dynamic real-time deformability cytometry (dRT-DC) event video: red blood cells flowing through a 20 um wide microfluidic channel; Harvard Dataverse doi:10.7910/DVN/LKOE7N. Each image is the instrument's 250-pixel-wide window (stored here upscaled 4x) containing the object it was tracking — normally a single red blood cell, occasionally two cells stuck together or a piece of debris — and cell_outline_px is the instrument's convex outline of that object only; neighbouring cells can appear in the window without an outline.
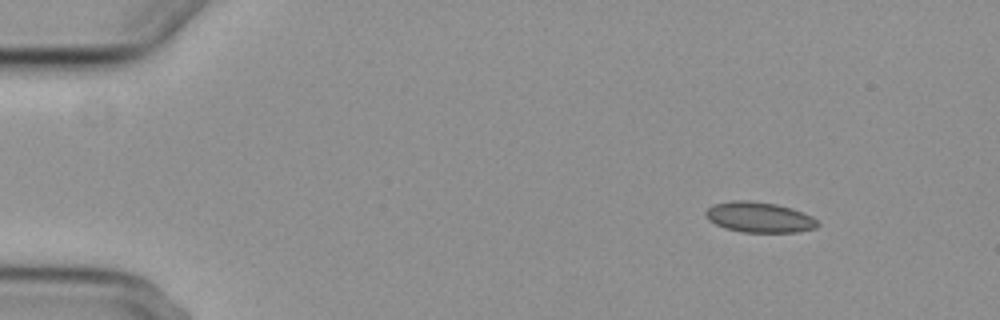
{"species": "common noctule bat (a hibernating species)", "species_latin": "Nyctalus noctula", "temperature_condition": "cold", "stored_images_in_passage": 2, "segment_of_instrument_passage": [2, 2], "camera_frame_rate_fps": 3000, "um_per_image_px": 0.085, "animal": {"sex": "female", "body_mass_g": 29.2, "forearm_length_mm": 56.3}, "frame": {"image": 1, "passage_image": 2, "time_ms": 4.0, "image_size_px": [1000, 320], "cell_outline_px": [[820, 224], [816, 228], [796, 232], [740, 232], [724, 228], [708, 220], [704, 216], [704, 212], [708, 208], [716, 204], [732, 200], [748, 200], [776, 204], [792, 208], [804, 212], [812, 216]], "centroid_in_image_um": [64.53, 18.47], "position_along_channel_um": 20.5, "area_um2": 20.0}}